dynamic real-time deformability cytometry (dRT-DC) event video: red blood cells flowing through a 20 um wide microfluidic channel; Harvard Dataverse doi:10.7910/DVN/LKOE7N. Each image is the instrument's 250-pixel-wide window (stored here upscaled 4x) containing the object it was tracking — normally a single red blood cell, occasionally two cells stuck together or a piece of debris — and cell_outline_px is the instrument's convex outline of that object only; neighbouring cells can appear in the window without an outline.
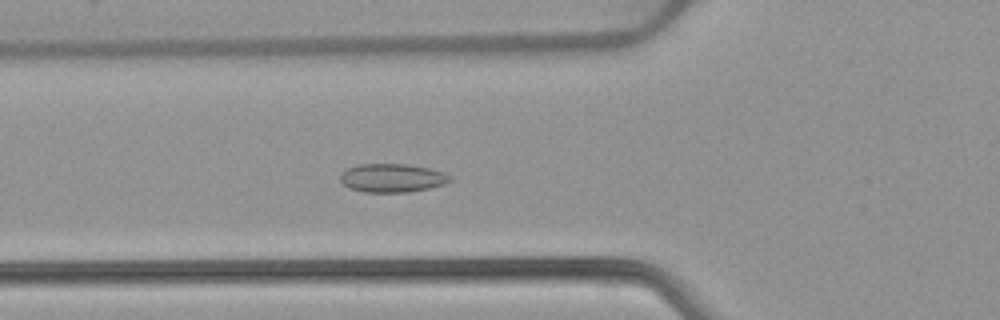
{"species": "common noctule bat (a hibernating species)", "species_latin": "Nyctalus noctula", "temperature_condition": "warm", "stored_images_in_passage": 51, "camera_frame_rate_fps": 3000, "um_per_image_px": 0.085, "animal": {"sex": "female", "body_mass_g": 22.7, "forearm_length_mm": 54.2}, "frame": {"image": 1, "passage_image": 17, "time_ms": 5.333, "image_size_px": [1000, 320], "cell_outline_px": [[452, 180], [444, 184], [428, 188], [408, 192], [364, 192], [348, 188], [340, 180], [340, 176], [348, 168], [360, 164], [408, 164], [428, 168], [444, 172], [452, 176]], "centroid_in_image_um": [33.35, 15.13], "position_along_channel_um": 92.4, "area_um2": 18.21}}
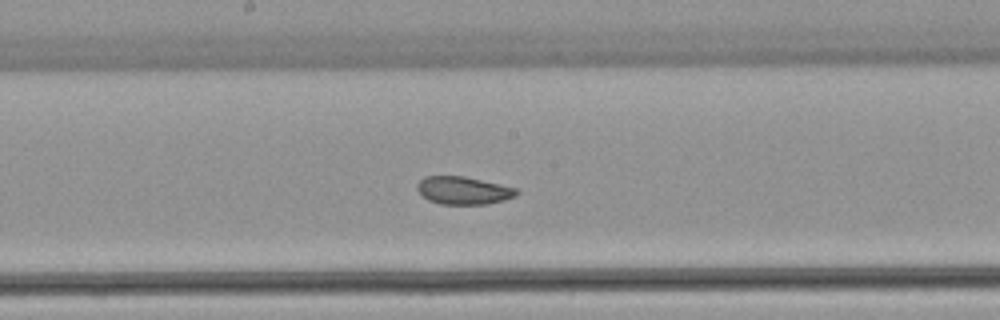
{"frame": {"image": 2, "passage_image": 26, "time_ms": 8.333, "image_size_px": [1000, 320], "cell_outline_px": [[520, 192], [516, 196], [504, 200], [488, 204], [440, 204], [428, 200], [416, 188], [416, 184], [424, 176], [464, 176], [500, 184], [516, 188]], "centroid_in_image_um": [39.39, 16.19], "position_along_channel_um": 208.8, "area_um2": 16.13}}
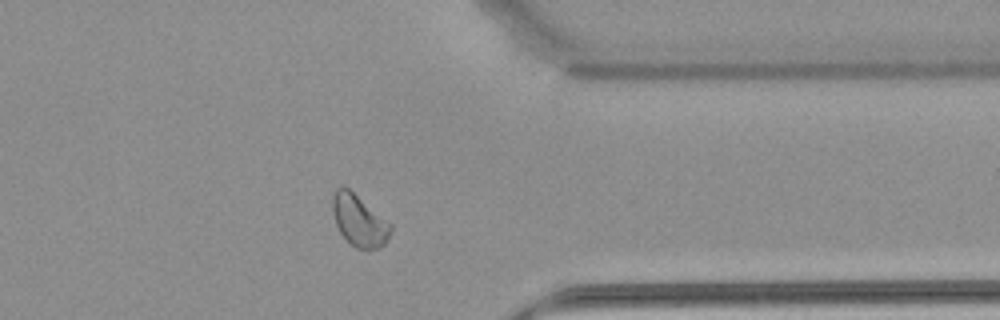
{"frame": {"image": 3, "passage_image": 40, "time_ms": 13.0, "image_size_px": [1000, 320], "cell_outline_px": [[392, 232], [384, 244], [380, 248], [356, 248], [340, 232], [336, 224], [332, 212], [332, 196], [336, 188], [344, 184], [392, 224]], "centroid_in_image_um": [30.52, 18.7], "position_along_channel_um": 380.9, "area_um2": 17.46}, "authors_computed_cell_mechanics": {"area_um2": 18.207, "velocity_mm_per_s": 3.8722, "shape_relaxation_time_tau1_ms": null, "shape_relaxation_time_tau2_ms": 1.1163, "deformation_change_tau1": null, "deformation_change_tau2": 0.0515}}